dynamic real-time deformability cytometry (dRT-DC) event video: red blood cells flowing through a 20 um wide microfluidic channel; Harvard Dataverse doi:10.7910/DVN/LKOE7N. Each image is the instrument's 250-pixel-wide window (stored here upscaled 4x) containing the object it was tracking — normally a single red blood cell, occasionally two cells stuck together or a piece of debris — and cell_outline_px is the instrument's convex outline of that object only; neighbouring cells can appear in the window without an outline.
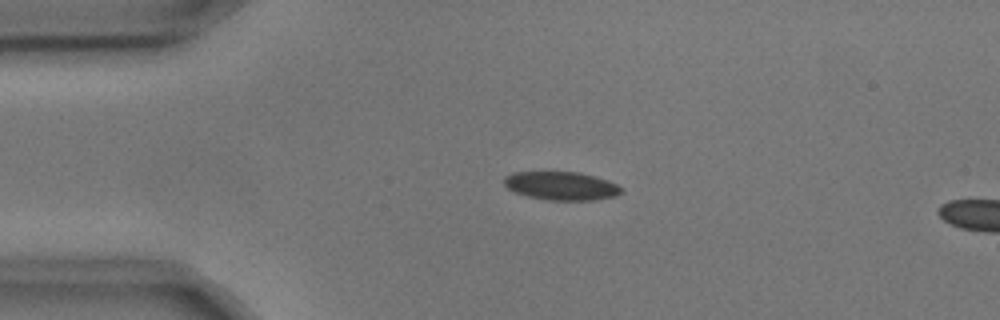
{"species": "common noctule bat (a hibernating species)", "species_latin": "Nyctalus noctula", "temperature_condition": "cold", "stored_images_in_passage": 5, "camera_frame_rate_fps": 3000, "um_per_image_px": 0.085, "animal": {"sex": "male", "body_mass_g": 17.9, "forearm_length_mm": 54.2}, "frame": {"image": 1, "passage_image": 1, "time_ms": 0.0, "image_size_px": [1000, 320], "cell_outline_px": [[624, 192], [616, 196], [592, 200], [548, 200], [528, 196], [516, 192], [508, 188], [504, 184], [504, 176], [512, 172], [580, 172], [596, 176], [608, 180], [624, 188]], "centroid_in_image_um": [47.75, 15.79], "position_along_channel_um": 37.2, "area_um2": 19.54}}